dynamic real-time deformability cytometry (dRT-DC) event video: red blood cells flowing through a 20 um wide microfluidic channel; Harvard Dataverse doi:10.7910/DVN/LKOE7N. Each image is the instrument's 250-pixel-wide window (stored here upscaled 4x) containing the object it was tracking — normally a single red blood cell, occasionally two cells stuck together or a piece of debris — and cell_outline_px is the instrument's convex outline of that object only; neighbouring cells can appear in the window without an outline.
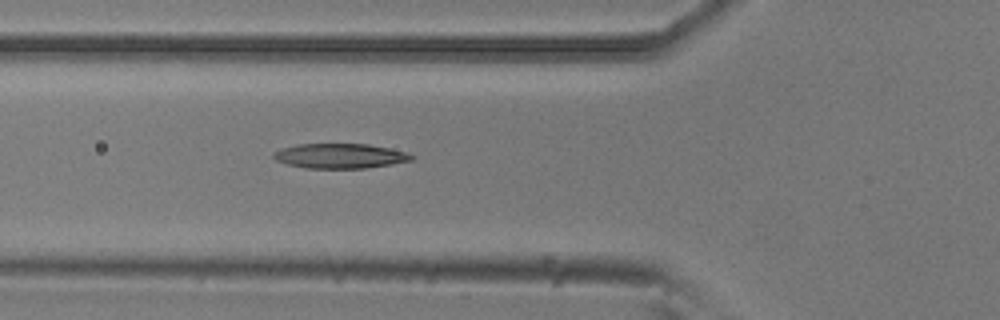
{"species": "common noctule bat (a hibernating species)", "species_latin": "Nyctalus noctula", "temperature_condition": "room temperature", "stored_images_in_passage": 7, "camera_frame_rate_fps": 3000, "um_per_image_px": 0.085, "animal": {"sex": "male", "body_mass_g": 20.5, "forearm_length_mm": 52.5}, "frame": {"image": 1, "passage_image": 6, "time_ms": 1.667, "image_size_px": [1000, 320], "cell_outline_px": [[416, 156], [412, 160], [392, 164], [364, 168], [304, 168], [288, 164], [276, 160], [272, 156], [272, 152], [280, 148], [296, 144], [368, 144], [408, 152]], "centroid_in_image_um": [28.89, 13.25], "position_along_channel_um": 96.9, "area_um2": 20.06}}